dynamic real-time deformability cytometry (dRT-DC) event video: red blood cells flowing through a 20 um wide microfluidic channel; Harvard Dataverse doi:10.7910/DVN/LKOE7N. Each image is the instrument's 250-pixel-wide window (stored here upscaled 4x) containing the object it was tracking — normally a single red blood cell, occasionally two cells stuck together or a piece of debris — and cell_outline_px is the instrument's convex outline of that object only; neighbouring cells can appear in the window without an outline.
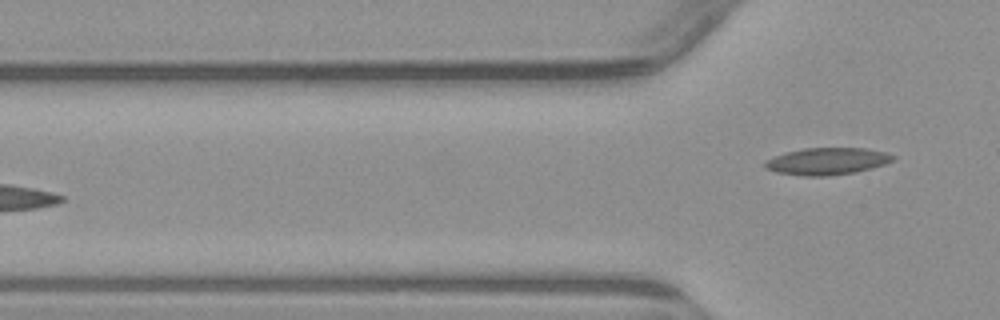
{"species": "common noctule bat (a hibernating species)", "species_latin": "Nyctalus noctula", "temperature_condition": "warm", "stored_images_in_passage": 4, "camera_frame_rate_fps": 3000, "um_per_image_px": 0.085, "animal": {"sex": "male", "body_mass_g": 23.1, "forearm_length_mm": 52.7}, "frame": {"image": 1, "passage_image": 4, "time_ms": 6.333, "image_size_px": [1000, 320], "cell_outline_px": [[896, 156], [892, 160], [884, 164], [872, 168], [856, 172], [828, 176], [804, 176], [776, 172], [764, 168], [764, 160], [784, 152], [804, 148], [868, 148], [884, 152]], "centroid_in_image_um": [70.26, 13.7], "position_along_channel_um": 55.5, "area_um2": 20.29}}